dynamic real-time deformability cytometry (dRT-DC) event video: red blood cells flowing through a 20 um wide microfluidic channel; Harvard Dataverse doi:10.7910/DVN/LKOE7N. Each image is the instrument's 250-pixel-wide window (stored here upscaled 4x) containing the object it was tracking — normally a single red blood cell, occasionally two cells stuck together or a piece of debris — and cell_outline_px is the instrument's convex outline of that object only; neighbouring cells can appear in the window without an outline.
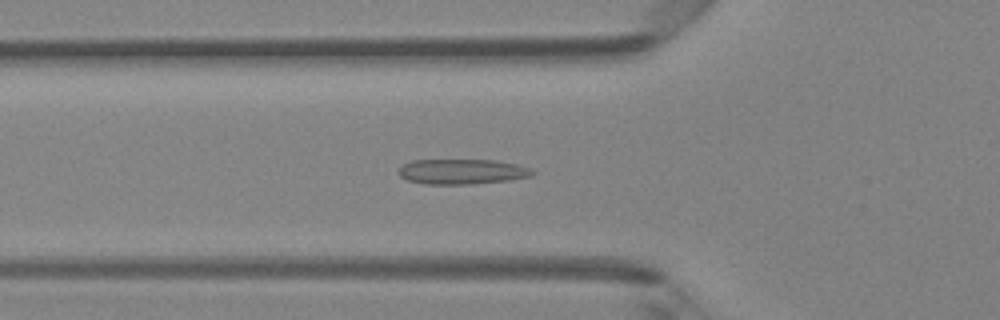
{"species": "Egyptian fruit bat (a non-hibernating species)", "species_latin": "Rousettus aegyptiacus", "temperature_condition": "room temperature", "stored_images_in_passage": 45, "camera_frame_rate_fps": 3000, "um_per_image_px": 0.085, "animal": {"sex": "female"}, "frame": {"image": 1, "passage_image": 17, "time_ms": 5.333, "image_size_px": [1000, 320], "cell_outline_px": [[536, 172], [532, 176], [508, 180], [472, 184], [424, 184], [408, 180], [400, 176], [396, 172], [404, 164], [412, 160], [496, 160], [516, 164], [532, 168]], "centroid_in_image_um": [39.29, 14.58], "position_along_channel_um": 86.5, "area_um2": 19.71}}
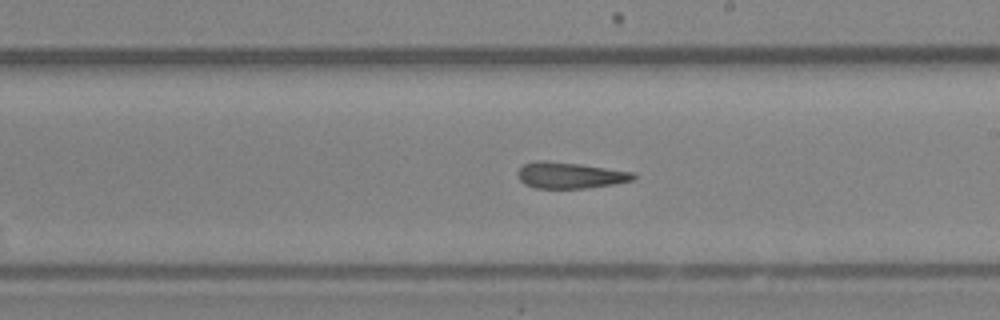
{"frame": {"image": 2, "passage_image": 28, "time_ms": 9.0, "image_size_px": [1000, 320], "cell_outline_px": [[636, 180], [616, 184], [588, 188], [536, 188], [524, 184], [520, 180], [516, 172], [524, 164], [536, 160], [548, 160], [580, 164], [632, 172], [636, 176]], "centroid_in_image_um": [48.44, 14.9], "position_along_channel_um": 240.6, "area_um2": 17.8}}
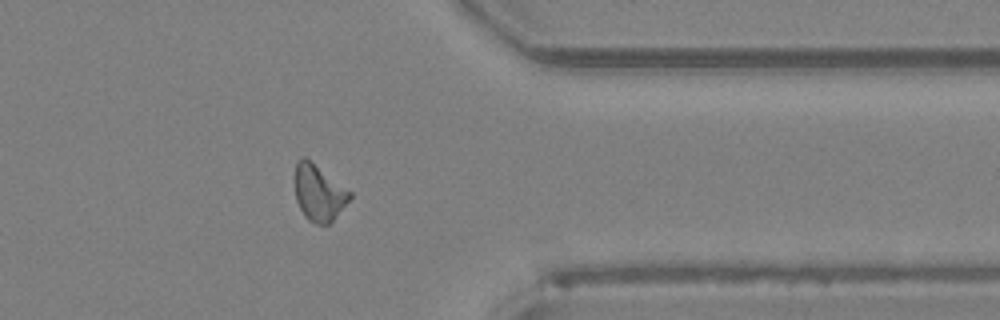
{"frame": {"image": 3, "passage_image": 39, "time_ms": 12.667, "image_size_px": [1000, 320], "cell_outline_px": [[352, 196], [332, 220], [328, 224], [316, 224], [308, 220], [304, 216], [296, 200], [296, 160], [300, 156], [304, 156], [352, 192]], "centroid_in_image_um": [27.09, 16.38], "position_along_channel_um": 384.3, "area_um2": 17.63}, "authors_computed_cell_mechanics": {"area_um2": 18.6694, "velocity_mm_per_s": 4.2147, "shape_relaxation_time_tau1_ms": null, "shape_relaxation_time_tau2_ms": 3.3714, "deformation_change_tau1": null, "deformation_change_tau2": 0.1511}}